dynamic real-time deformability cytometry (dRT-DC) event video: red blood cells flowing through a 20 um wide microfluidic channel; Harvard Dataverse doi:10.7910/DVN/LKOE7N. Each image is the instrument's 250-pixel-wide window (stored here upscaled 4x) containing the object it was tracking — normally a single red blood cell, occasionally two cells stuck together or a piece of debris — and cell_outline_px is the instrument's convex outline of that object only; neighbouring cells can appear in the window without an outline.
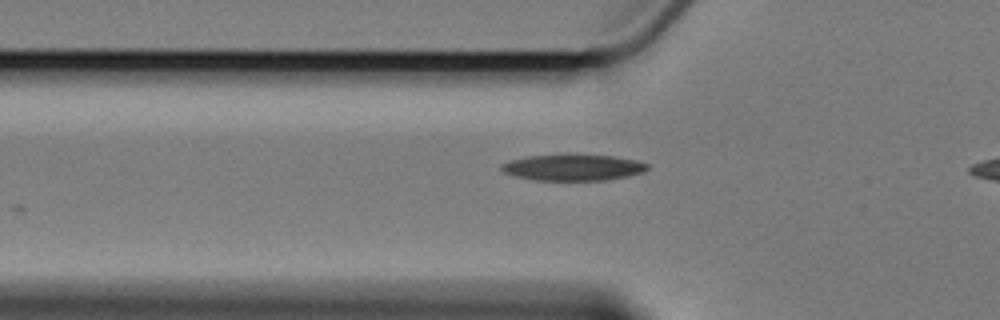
{"species": "Egyptian fruit bat (a non-hibernating species)", "species_latin": "Rousettus aegyptiacus", "temperature_condition": "cold", "stored_images_in_passage": 16, "camera_frame_rate_fps": 3000, "um_per_image_px": 0.085, "animal": {"sex": "female"}, "frame": {"image": 1, "passage_image": 6, "time_ms": 6.667, "image_size_px": [1000, 320], "cell_outline_px": [[648, 168], [644, 172], [628, 176], [604, 180], [536, 180], [516, 176], [504, 172], [500, 168], [500, 164], [508, 160], [528, 156], [568, 152], [576, 152], [612, 156], [636, 160], [648, 164]], "centroid_in_image_um": [48.69, 14.19], "position_along_channel_um": 77.1, "area_um2": 23.06}}
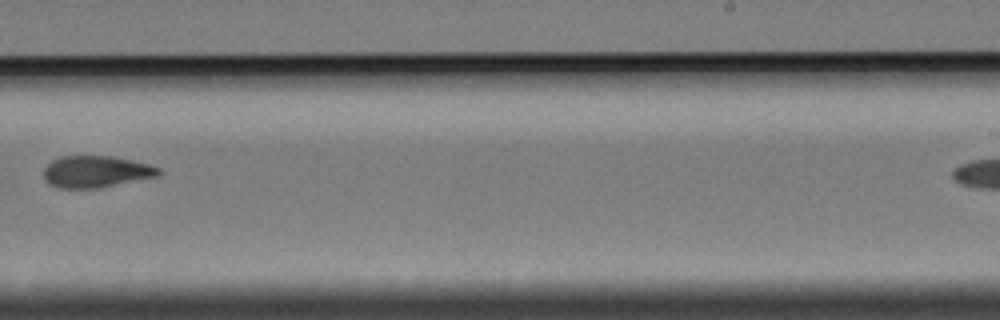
{"frame": {"image": 2, "passage_image": 11, "time_ms": 12.667, "image_size_px": [1000, 320], "cell_outline_px": [[160, 172], [156, 176], [100, 188], [56, 188], [48, 184], [44, 180], [44, 168], [52, 160], [60, 156], [112, 156], [132, 160], [148, 164], [160, 168]], "centroid_in_image_um": [8.11, 14.59], "position_along_channel_um": 280.9, "area_um2": 21.27}}
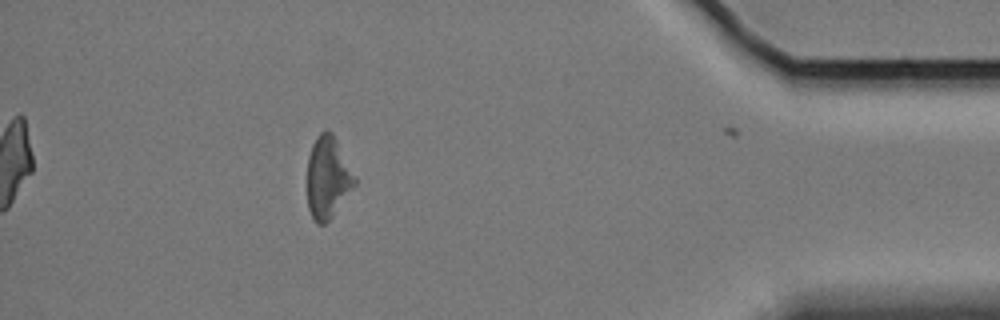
{"frame": {"image": 3, "passage_image": 16, "time_ms": 20.0, "image_size_px": [1000, 320], "cell_outline_px": [[356, 184], [332, 216], [324, 224], [316, 224], [308, 208], [308, 156], [312, 144], [316, 136], [320, 132], [332, 132], [356, 176]], "centroid_in_image_um": [27.86, 15.08], "position_along_channel_um": 407.3, "area_um2": 22.43}, "authors_computed_cell_mechanics": {"area_um2": 21.097, "velocity_mm_per_s": 3.3977, "shape_relaxation_time_tau1_ms": 5.2175, "shape_relaxation_time_tau2_ms": 3.2921, "deformation_change_tau1": 0.1506, "deformation_change_tau2": 0.1056}}